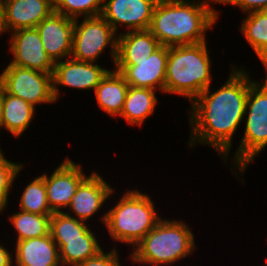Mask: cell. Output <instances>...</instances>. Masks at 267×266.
<instances>
[{
    "label": "cell",
    "instance_id": "obj_1",
    "mask_svg": "<svg viewBox=\"0 0 267 266\" xmlns=\"http://www.w3.org/2000/svg\"><path fill=\"white\" fill-rule=\"evenodd\" d=\"M232 65V66H231ZM229 75L222 86L212 92L210 85L188 109L189 150L198 144L208 145L227 163L233 149V138L244 121L246 99L255 81L245 66L230 64Z\"/></svg>",
    "mask_w": 267,
    "mask_h": 266
},
{
    "label": "cell",
    "instance_id": "obj_2",
    "mask_svg": "<svg viewBox=\"0 0 267 266\" xmlns=\"http://www.w3.org/2000/svg\"><path fill=\"white\" fill-rule=\"evenodd\" d=\"M214 5L218 0H158L148 30L167 47L205 42L220 17Z\"/></svg>",
    "mask_w": 267,
    "mask_h": 266
},
{
    "label": "cell",
    "instance_id": "obj_3",
    "mask_svg": "<svg viewBox=\"0 0 267 266\" xmlns=\"http://www.w3.org/2000/svg\"><path fill=\"white\" fill-rule=\"evenodd\" d=\"M151 197L140 189H127L98 217L113 243L134 248L162 219Z\"/></svg>",
    "mask_w": 267,
    "mask_h": 266
},
{
    "label": "cell",
    "instance_id": "obj_4",
    "mask_svg": "<svg viewBox=\"0 0 267 266\" xmlns=\"http://www.w3.org/2000/svg\"><path fill=\"white\" fill-rule=\"evenodd\" d=\"M189 226L185 219L162 218L134 248L130 249L128 259L133 265L173 266L181 259L190 257L195 254L197 246Z\"/></svg>",
    "mask_w": 267,
    "mask_h": 266
},
{
    "label": "cell",
    "instance_id": "obj_5",
    "mask_svg": "<svg viewBox=\"0 0 267 266\" xmlns=\"http://www.w3.org/2000/svg\"><path fill=\"white\" fill-rule=\"evenodd\" d=\"M208 41L168 47L165 95L174 94L192 102L213 82Z\"/></svg>",
    "mask_w": 267,
    "mask_h": 266
},
{
    "label": "cell",
    "instance_id": "obj_6",
    "mask_svg": "<svg viewBox=\"0 0 267 266\" xmlns=\"http://www.w3.org/2000/svg\"><path fill=\"white\" fill-rule=\"evenodd\" d=\"M265 77L255 80L249 89L244 114L242 138L231 160L232 174L245 183L244 174L249 165L267 147V70ZM238 172V173H237Z\"/></svg>",
    "mask_w": 267,
    "mask_h": 266
},
{
    "label": "cell",
    "instance_id": "obj_7",
    "mask_svg": "<svg viewBox=\"0 0 267 266\" xmlns=\"http://www.w3.org/2000/svg\"><path fill=\"white\" fill-rule=\"evenodd\" d=\"M117 39L118 34L102 16L75 19L71 58L82 62L99 63L100 56L105 55L109 47L110 60L112 59L110 62L114 65Z\"/></svg>",
    "mask_w": 267,
    "mask_h": 266
},
{
    "label": "cell",
    "instance_id": "obj_8",
    "mask_svg": "<svg viewBox=\"0 0 267 266\" xmlns=\"http://www.w3.org/2000/svg\"><path fill=\"white\" fill-rule=\"evenodd\" d=\"M0 79L7 93L24 99L35 108L37 105H53L57 102L50 73L7 64L0 73Z\"/></svg>",
    "mask_w": 267,
    "mask_h": 266
},
{
    "label": "cell",
    "instance_id": "obj_9",
    "mask_svg": "<svg viewBox=\"0 0 267 266\" xmlns=\"http://www.w3.org/2000/svg\"><path fill=\"white\" fill-rule=\"evenodd\" d=\"M91 171L79 184L76 193L71 197V204L64 211L66 215L86 223L96 218L94 216H97L107 201L116 194V189L98 173V170Z\"/></svg>",
    "mask_w": 267,
    "mask_h": 266
},
{
    "label": "cell",
    "instance_id": "obj_10",
    "mask_svg": "<svg viewBox=\"0 0 267 266\" xmlns=\"http://www.w3.org/2000/svg\"><path fill=\"white\" fill-rule=\"evenodd\" d=\"M168 47L161 45L143 61H115L118 71L133 87L150 88L165 94Z\"/></svg>",
    "mask_w": 267,
    "mask_h": 266
},
{
    "label": "cell",
    "instance_id": "obj_11",
    "mask_svg": "<svg viewBox=\"0 0 267 266\" xmlns=\"http://www.w3.org/2000/svg\"><path fill=\"white\" fill-rule=\"evenodd\" d=\"M7 38L13 55L8 64L53 74L54 62L47 55L36 27L15 30Z\"/></svg>",
    "mask_w": 267,
    "mask_h": 266
},
{
    "label": "cell",
    "instance_id": "obj_12",
    "mask_svg": "<svg viewBox=\"0 0 267 266\" xmlns=\"http://www.w3.org/2000/svg\"><path fill=\"white\" fill-rule=\"evenodd\" d=\"M157 1L103 0L101 16L118 35L122 33L121 31L148 30ZM123 27L125 30L122 29Z\"/></svg>",
    "mask_w": 267,
    "mask_h": 266
},
{
    "label": "cell",
    "instance_id": "obj_13",
    "mask_svg": "<svg viewBox=\"0 0 267 266\" xmlns=\"http://www.w3.org/2000/svg\"><path fill=\"white\" fill-rule=\"evenodd\" d=\"M65 157L51 175L44 171L47 201L53 212H64L68 208L79 184L89 175L84 173L81 163Z\"/></svg>",
    "mask_w": 267,
    "mask_h": 266
},
{
    "label": "cell",
    "instance_id": "obj_14",
    "mask_svg": "<svg viewBox=\"0 0 267 266\" xmlns=\"http://www.w3.org/2000/svg\"><path fill=\"white\" fill-rule=\"evenodd\" d=\"M110 69L98 63L82 62L67 58L54 63L53 91L56 101L61 98L62 89L93 90Z\"/></svg>",
    "mask_w": 267,
    "mask_h": 266
},
{
    "label": "cell",
    "instance_id": "obj_15",
    "mask_svg": "<svg viewBox=\"0 0 267 266\" xmlns=\"http://www.w3.org/2000/svg\"><path fill=\"white\" fill-rule=\"evenodd\" d=\"M75 20L53 11L37 26L47 55L55 63L71 58Z\"/></svg>",
    "mask_w": 267,
    "mask_h": 266
},
{
    "label": "cell",
    "instance_id": "obj_16",
    "mask_svg": "<svg viewBox=\"0 0 267 266\" xmlns=\"http://www.w3.org/2000/svg\"><path fill=\"white\" fill-rule=\"evenodd\" d=\"M9 33L34 28L53 11V0H1Z\"/></svg>",
    "mask_w": 267,
    "mask_h": 266
},
{
    "label": "cell",
    "instance_id": "obj_17",
    "mask_svg": "<svg viewBox=\"0 0 267 266\" xmlns=\"http://www.w3.org/2000/svg\"><path fill=\"white\" fill-rule=\"evenodd\" d=\"M13 243V266H62L51 234Z\"/></svg>",
    "mask_w": 267,
    "mask_h": 266
},
{
    "label": "cell",
    "instance_id": "obj_18",
    "mask_svg": "<svg viewBox=\"0 0 267 266\" xmlns=\"http://www.w3.org/2000/svg\"><path fill=\"white\" fill-rule=\"evenodd\" d=\"M129 84L115 69H110L94 91L100 110L108 116L118 118L123 110Z\"/></svg>",
    "mask_w": 267,
    "mask_h": 266
},
{
    "label": "cell",
    "instance_id": "obj_19",
    "mask_svg": "<svg viewBox=\"0 0 267 266\" xmlns=\"http://www.w3.org/2000/svg\"><path fill=\"white\" fill-rule=\"evenodd\" d=\"M158 92L150 88L129 86L123 110L119 117L131 126H143L158 106Z\"/></svg>",
    "mask_w": 267,
    "mask_h": 266
},
{
    "label": "cell",
    "instance_id": "obj_20",
    "mask_svg": "<svg viewBox=\"0 0 267 266\" xmlns=\"http://www.w3.org/2000/svg\"><path fill=\"white\" fill-rule=\"evenodd\" d=\"M36 109L33 105L24 99L15 97L5 91L4 88V106L0 123V132L5 130L15 139L24 134L30 128L32 120L35 119Z\"/></svg>",
    "mask_w": 267,
    "mask_h": 266
},
{
    "label": "cell",
    "instance_id": "obj_21",
    "mask_svg": "<svg viewBox=\"0 0 267 266\" xmlns=\"http://www.w3.org/2000/svg\"><path fill=\"white\" fill-rule=\"evenodd\" d=\"M161 44L149 30L122 32L117 39L115 61H143Z\"/></svg>",
    "mask_w": 267,
    "mask_h": 266
},
{
    "label": "cell",
    "instance_id": "obj_22",
    "mask_svg": "<svg viewBox=\"0 0 267 266\" xmlns=\"http://www.w3.org/2000/svg\"><path fill=\"white\" fill-rule=\"evenodd\" d=\"M52 239L58 246L62 266H77L103 249L95 235V230L92 231V229L84 236Z\"/></svg>",
    "mask_w": 267,
    "mask_h": 266
},
{
    "label": "cell",
    "instance_id": "obj_23",
    "mask_svg": "<svg viewBox=\"0 0 267 266\" xmlns=\"http://www.w3.org/2000/svg\"><path fill=\"white\" fill-rule=\"evenodd\" d=\"M246 16V17H245ZM241 20L240 33L267 70V10L247 13Z\"/></svg>",
    "mask_w": 267,
    "mask_h": 266
},
{
    "label": "cell",
    "instance_id": "obj_24",
    "mask_svg": "<svg viewBox=\"0 0 267 266\" xmlns=\"http://www.w3.org/2000/svg\"><path fill=\"white\" fill-rule=\"evenodd\" d=\"M8 217L16 233V240L13 239V241L39 238L50 234L51 215H39L19 210Z\"/></svg>",
    "mask_w": 267,
    "mask_h": 266
},
{
    "label": "cell",
    "instance_id": "obj_25",
    "mask_svg": "<svg viewBox=\"0 0 267 266\" xmlns=\"http://www.w3.org/2000/svg\"><path fill=\"white\" fill-rule=\"evenodd\" d=\"M18 210L39 215H52L54 213L47 201L44 172L24 186L20 195Z\"/></svg>",
    "mask_w": 267,
    "mask_h": 266
},
{
    "label": "cell",
    "instance_id": "obj_26",
    "mask_svg": "<svg viewBox=\"0 0 267 266\" xmlns=\"http://www.w3.org/2000/svg\"><path fill=\"white\" fill-rule=\"evenodd\" d=\"M54 11L72 19L101 16L103 0H53Z\"/></svg>",
    "mask_w": 267,
    "mask_h": 266
},
{
    "label": "cell",
    "instance_id": "obj_27",
    "mask_svg": "<svg viewBox=\"0 0 267 266\" xmlns=\"http://www.w3.org/2000/svg\"><path fill=\"white\" fill-rule=\"evenodd\" d=\"M4 155L0 147V215H3L9 206V197L13 190L12 187H14V181L25 170L23 167H26L22 162H12Z\"/></svg>",
    "mask_w": 267,
    "mask_h": 266
},
{
    "label": "cell",
    "instance_id": "obj_28",
    "mask_svg": "<svg viewBox=\"0 0 267 266\" xmlns=\"http://www.w3.org/2000/svg\"><path fill=\"white\" fill-rule=\"evenodd\" d=\"M89 224L66 215L64 212H54L50 219V234L52 238H72L87 234Z\"/></svg>",
    "mask_w": 267,
    "mask_h": 266
},
{
    "label": "cell",
    "instance_id": "obj_29",
    "mask_svg": "<svg viewBox=\"0 0 267 266\" xmlns=\"http://www.w3.org/2000/svg\"><path fill=\"white\" fill-rule=\"evenodd\" d=\"M118 247L112 246L110 251H104L103 248L95 256L82 261L77 266H123L121 265L124 262H121Z\"/></svg>",
    "mask_w": 267,
    "mask_h": 266
},
{
    "label": "cell",
    "instance_id": "obj_30",
    "mask_svg": "<svg viewBox=\"0 0 267 266\" xmlns=\"http://www.w3.org/2000/svg\"><path fill=\"white\" fill-rule=\"evenodd\" d=\"M220 5H232L247 14L253 11L267 10V0H218Z\"/></svg>",
    "mask_w": 267,
    "mask_h": 266
},
{
    "label": "cell",
    "instance_id": "obj_31",
    "mask_svg": "<svg viewBox=\"0 0 267 266\" xmlns=\"http://www.w3.org/2000/svg\"><path fill=\"white\" fill-rule=\"evenodd\" d=\"M6 246V247H5ZM13 251L8 246L0 244V266H13Z\"/></svg>",
    "mask_w": 267,
    "mask_h": 266
},
{
    "label": "cell",
    "instance_id": "obj_32",
    "mask_svg": "<svg viewBox=\"0 0 267 266\" xmlns=\"http://www.w3.org/2000/svg\"><path fill=\"white\" fill-rule=\"evenodd\" d=\"M7 35L8 30L6 28V24H5V9L3 6L2 1L0 0V35L2 36L3 34Z\"/></svg>",
    "mask_w": 267,
    "mask_h": 266
},
{
    "label": "cell",
    "instance_id": "obj_33",
    "mask_svg": "<svg viewBox=\"0 0 267 266\" xmlns=\"http://www.w3.org/2000/svg\"><path fill=\"white\" fill-rule=\"evenodd\" d=\"M3 106H4V85L0 79V123L3 114Z\"/></svg>",
    "mask_w": 267,
    "mask_h": 266
}]
</instances>
